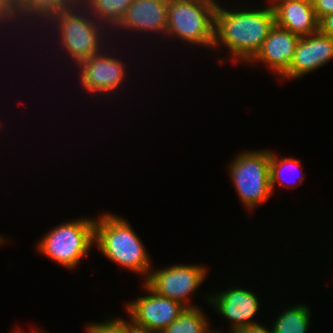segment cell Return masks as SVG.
I'll return each mask as SVG.
<instances>
[{
    "mask_svg": "<svg viewBox=\"0 0 333 333\" xmlns=\"http://www.w3.org/2000/svg\"><path fill=\"white\" fill-rule=\"evenodd\" d=\"M333 60V38L317 31L300 37L289 69L279 79H299Z\"/></svg>",
    "mask_w": 333,
    "mask_h": 333,
    "instance_id": "8fae6325",
    "label": "cell"
},
{
    "mask_svg": "<svg viewBox=\"0 0 333 333\" xmlns=\"http://www.w3.org/2000/svg\"><path fill=\"white\" fill-rule=\"evenodd\" d=\"M95 242V217L66 221L51 228L38 241L39 253L70 270L88 256Z\"/></svg>",
    "mask_w": 333,
    "mask_h": 333,
    "instance_id": "5b68a950",
    "label": "cell"
},
{
    "mask_svg": "<svg viewBox=\"0 0 333 333\" xmlns=\"http://www.w3.org/2000/svg\"><path fill=\"white\" fill-rule=\"evenodd\" d=\"M12 333H25L24 331H21L20 329L18 330H14V331H12Z\"/></svg>",
    "mask_w": 333,
    "mask_h": 333,
    "instance_id": "f1b7e54d",
    "label": "cell"
},
{
    "mask_svg": "<svg viewBox=\"0 0 333 333\" xmlns=\"http://www.w3.org/2000/svg\"><path fill=\"white\" fill-rule=\"evenodd\" d=\"M275 14L277 26L299 37L319 31V19L314 6L303 0H268Z\"/></svg>",
    "mask_w": 333,
    "mask_h": 333,
    "instance_id": "5bb4252c",
    "label": "cell"
},
{
    "mask_svg": "<svg viewBox=\"0 0 333 333\" xmlns=\"http://www.w3.org/2000/svg\"><path fill=\"white\" fill-rule=\"evenodd\" d=\"M5 23V24H4ZM6 23L11 27L12 23L15 27L16 20L13 16L12 0H0V27L6 26Z\"/></svg>",
    "mask_w": 333,
    "mask_h": 333,
    "instance_id": "44dd1931",
    "label": "cell"
},
{
    "mask_svg": "<svg viewBox=\"0 0 333 333\" xmlns=\"http://www.w3.org/2000/svg\"><path fill=\"white\" fill-rule=\"evenodd\" d=\"M268 3V6L255 10L230 8V11L218 2L212 48L215 50L223 46L228 50L225 52L230 54V58L232 57V62L243 61L247 64L256 55L276 24L274 10L271 3Z\"/></svg>",
    "mask_w": 333,
    "mask_h": 333,
    "instance_id": "6da1fadb",
    "label": "cell"
},
{
    "mask_svg": "<svg viewBox=\"0 0 333 333\" xmlns=\"http://www.w3.org/2000/svg\"><path fill=\"white\" fill-rule=\"evenodd\" d=\"M270 150L243 151L233 158L229 175L244 207L251 211L272 197ZM259 205V206H258Z\"/></svg>",
    "mask_w": 333,
    "mask_h": 333,
    "instance_id": "8992f818",
    "label": "cell"
},
{
    "mask_svg": "<svg viewBox=\"0 0 333 333\" xmlns=\"http://www.w3.org/2000/svg\"><path fill=\"white\" fill-rule=\"evenodd\" d=\"M108 260L133 273L149 277L152 261L140 237L121 216L104 213L95 218V242Z\"/></svg>",
    "mask_w": 333,
    "mask_h": 333,
    "instance_id": "3957f363",
    "label": "cell"
},
{
    "mask_svg": "<svg viewBox=\"0 0 333 333\" xmlns=\"http://www.w3.org/2000/svg\"><path fill=\"white\" fill-rule=\"evenodd\" d=\"M105 51L104 49L90 56L76 67L79 71L80 84L90 96L95 97V95L98 96L97 94L110 96L117 89L118 92L127 79V65L121 58L118 59L117 56H112L113 53Z\"/></svg>",
    "mask_w": 333,
    "mask_h": 333,
    "instance_id": "ba28073f",
    "label": "cell"
},
{
    "mask_svg": "<svg viewBox=\"0 0 333 333\" xmlns=\"http://www.w3.org/2000/svg\"><path fill=\"white\" fill-rule=\"evenodd\" d=\"M92 16L115 34L117 25L122 20L132 0H78ZM110 28V29H109ZM112 29V30H111Z\"/></svg>",
    "mask_w": 333,
    "mask_h": 333,
    "instance_id": "2e32d148",
    "label": "cell"
},
{
    "mask_svg": "<svg viewBox=\"0 0 333 333\" xmlns=\"http://www.w3.org/2000/svg\"><path fill=\"white\" fill-rule=\"evenodd\" d=\"M299 39V36L275 24L261 48L247 64L254 66L256 62H262L280 78L290 67Z\"/></svg>",
    "mask_w": 333,
    "mask_h": 333,
    "instance_id": "4fadbf2b",
    "label": "cell"
},
{
    "mask_svg": "<svg viewBox=\"0 0 333 333\" xmlns=\"http://www.w3.org/2000/svg\"><path fill=\"white\" fill-rule=\"evenodd\" d=\"M142 287L147 291L134 301L127 302V313L131 322L141 328L161 332L173 323L186 308L181 303L161 296L145 282Z\"/></svg>",
    "mask_w": 333,
    "mask_h": 333,
    "instance_id": "9c48e42d",
    "label": "cell"
},
{
    "mask_svg": "<svg viewBox=\"0 0 333 333\" xmlns=\"http://www.w3.org/2000/svg\"><path fill=\"white\" fill-rule=\"evenodd\" d=\"M201 307L185 308L179 317L160 333H209L211 330Z\"/></svg>",
    "mask_w": 333,
    "mask_h": 333,
    "instance_id": "ac0fdd59",
    "label": "cell"
},
{
    "mask_svg": "<svg viewBox=\"0 0 333 333\" xmlns=\"http://www.w3.org/2000/svg\"><path fill=\"white\" fill-rule=\"evenodd\" d=\"M127 333H160V332L138 327V326L134 325L131 322V320H129L128 321V331H127Z\"/></svg>",
    "mask_w": 333,
    "mask_h": 333,
    "instance_id": "d4e9b609",
    "label": "cell"
},
{
    "mask_svg": "<svg viewBox=\"0 0 333 333\" xmlns=\"http://www.w3.org/2000/svg\"><path fill=\"white\" fill-rule=\"evenodd\" d=\"M305 1L306 3H309L311 5H314L318 0H303Z\"/></svg>",
    "mask_w": 333,
    "mask_h": 333,
    "instance_id": "4316f807",
    "label": "cell"
},
{
    "mask_svg": "<svg viewBox=\"0 0 333 333\" xmlns=\"http://www.w3.org/2000/svg\"><path fill=\"white\" fill-rule=\"evenodd\" d=\"M5 238L2 236V234H0V246L5 244Z\"/></svg>",
    "mask_w": 333,
    "mask_h": 333,
    "instance_id": "484cf974",
    "label": "cell"
},
{
    "mask_svg": "<svg viewBox=\"0 0 333 333\" xmlns=\"http://www.w3.org/2000/svg\"><path fill=\"white\" fill-rule=\"evenodd\" d=\"M270 153H271V155H270V187H271V191L273 193V190H274V188L276 186V183H279V187H280V185L281 186H283V185L287 186V184H286L287 181L285 182L284 180H287L289 178L288 177H287V179L286 178H282V177H284V175H283L284 172L286 174V172H290L291 173V171H293V170H295V171L296 170L297 171H300V170L303 171L302 169H304V168L301 166V163H300L301 160H298V159L293 158V157H285V158L283 157V158H280L273 151H270ZM289 169L291 171H287ZM301 171H300L299 176L298 175L297 176L294 175L295 181L298 180L299 183H303V181H304V175L305 174H302ZM295 177H297V178H295ZM294 179H293V181H294ZM290 182L291 183H288V187L291 186L292 184H294L295 186H297L295 182H292V181H290Z\"/></svg>",
    "mask_w": 333,
    "mask_h": 333,
    "instance_id": "d6986e66",
    "label": "cell"
},
{
    "mask_svg": "<svg viewBox=\"0 0 333 333\" xmlns=\"http://www.w3.org/2000/svg\"><path fill=\"white\" fill-rule=\"evenodd\" d=\"M207 276L208 269L202 264H174L150 271L149 277L143 282L159 295L177 301L186 308H194L198 306L188 304L189 296H194L192 294Z\"/></svg>",
    "mask_w": 333,
    "mask_h": 333,
    "instance_id": "52a82bcc",
    "label": "cell"
},
{
    "mask_svg": "<svg viewBox=\"0 0 333 333\" xmlns=\"http://www.w3.org/2000/svg\"><path fill=\"white\" fill-rule=\"evenodd\" d=\"M309 306L305 304L291 305L287 309L281 311L271 326L273 333H306L310 324Z\"/></svg>",
    "mask_w": 333,
    "mask_h": 333,
    "instance_id": "e0dca14e",
    "label": "cell"
},
{
    "mask_svg": "<svg viewBox=\"0 0 333 333\" xmlns=\"http://www.w3.org/2000/svg\"><path fill=\"white\" fill-rule=\"evenodd\" d=\"M313 6L319 20L333 13V0H318Z\"/></svg>",
    "mask_w": 333,
    "mask_h": 333,
    "instance_id": "7402d4cb",
    "label": "cell"
},
{
    "mask_svg": "<svg viewBox=\"0 0 333 333\" xmlns=\"http://www.w3.org/2000/svg\"><path fill=\"white\" fill-rule=\"evenodd\" d=\"M216 0H169L165 38L211 48L214 42Z\"/></svg>",
    "mask_w": 333,
    "mask_h": 333,
    "instance_id": "277c9868",
    "label": "cell"
},
{
    "mask_svg": "<svg viewBox=\"0 0 333 333\" xmlns=\"http://www.w3.org/2000/svg\"><path fill=\"white\" fill-rule=\"evenodd\" d=\"M222 331H220V330H214V329H212L209 333H221Z\"/></svg>",
    "mask_w": 333,
    "mask_h": 333,
    "instance_id": "83f0119b",
    "label": "cell"
},
{
    "mask_svg": "<svg viewBox=\"0 0 333 333\" xmlns=\"http://www.w3.org/2000/svg\"><path fill=\"white\" fill-rule=\"evenodd\" d=\"M206 299L214 307L213 309L216 308V313H220L231 322L229 333L259 325V323L252 320L261 306L260 299L253 291L239 287H229L219 293H208Z\"/></svg>",
    "mask_w": 333,
    "mask_h": 333,
    "instance_id": "30bf717a",
    "label": "cell"
},
{
    "mask_svg": "<svg viewBox=\"0 0 333 333\" xmlns=\"http://www.w3.org/2000/svg\"><path fill=\"white\" fill-rule=\"evenodd\" d=\"M128 320L115 317L104 322L90 323L86 325V333H127Z\"/></svg>",
    "mask_w": 333,
    "mask_h": 333,
    "instance_id": "ffe728a7",
    "label": "cell"
},
{
    "mask_svg": "<svg viewBox=\"0 0 333 333\" xmlns=\"http://www.w3.org/2000/svg\"><path fill=\"white\" fill-rule=\"evenodd\" d=\"M319 31L333 38V13L319 20Z\"/></svg>",
    "mask_w": 333,
    "mask_h": 333,
    "instance_id": "603a6c76",
    "label": "cell"
},
{
    "mask_svg": "<svg viewBox=\"0 0 333 333\" xmlns=\"http://www.w3.org/2000/svg\"><path fill=\"white\" fill-rule=\"evenodd\" d=\"M234 333H273L272 329H268L267 327H265V325H261V323L259 325L256 326H250L248 328H243L240 329Z\"/></svg>",
    "mask_w": 333,
    "mask_h": 333,
    "instance_id": "cb8c5ba5",
    "label": "cell"
},
{
    "mask_svg": "<svg viewBox=\"0 0 333 333\" xmlns=\"http://www.w3.org/2000/svg\"><path fill=\"white\" fill-rule=\"evenodd\" d=\"M169 0H132L125 15L115 29L138 34H161L167 30V11ZM134 30V31H133ZM154 32V33H153Z\"/></svg>",
    "mask_w": 333,
    "mask_h": 333,
    "instance_id": "7c38bea8",
    "label": "cell"
},
{
    "mask_svg": "<svg viewBox=\"0 0 333 333\" xmlns=\"http://www.w3.org/2000/svg\"><path fill=\"white\" fill-rule=\"evenodd\" d=\"M75 1L76 0H12L13 16L16 20V25L19 24L18 27H21L20 24L25 23L23 24V28L25 25L24 29H26V27L36 23L38 24L36 26L39 27L43 25L41 27L43 28L53 17L62 10L70 7ZM28 23H30V25H28Z\"/></svg>",
    "mask_w": 333,
    "mask_h": 333,
    "instance_id": "9a60e30c",
    "label": "cell"
},
{
    "mask_svg": "<svg viewBox=\"0 0 333 333\" xmlns=\"http://www.w3.org/2000/svg\"><path fill=\"white\" fill-rule=\"evenodd\" d=\"M46 25L52 32L55 31L61 51L63 50L65 57L69 56L73 66H78L90 56L109 47L106 45L109 41L106 33L110 30L100 24L78 0L59 12Z\"/></svg>",
    "mask_w": 333,
    "mask_h": 333,
    "instance_id": "7a4b0ae2",
    "label": "cell"
}]
</instances>
